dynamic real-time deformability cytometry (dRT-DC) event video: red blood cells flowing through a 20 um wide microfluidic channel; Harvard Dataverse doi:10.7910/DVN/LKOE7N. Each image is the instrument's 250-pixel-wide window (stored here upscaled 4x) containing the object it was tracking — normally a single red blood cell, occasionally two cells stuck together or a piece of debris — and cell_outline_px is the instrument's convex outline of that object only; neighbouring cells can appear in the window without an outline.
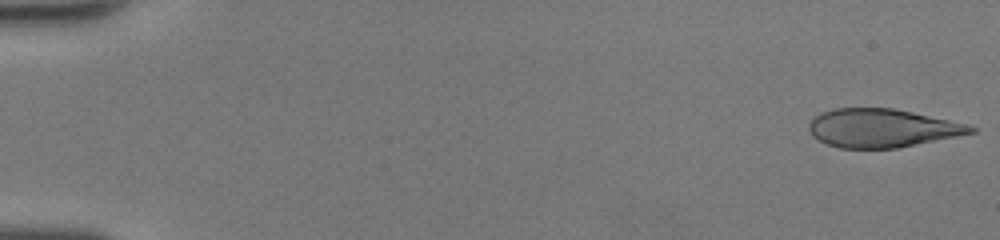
{"species": "human", "species_latin": "Homo sapiens", "temperature_condition": "room temperature", "stored_images_in_passage": 48, "camera_frame_rate_fps": 3000, "um_per_image_px": 0.085, "donor": {"sex": "female"}, "frame": {"image": 1, "passage_image": 1, "time_ms": 0.0, "image_size_px": [1000, 240], "cell_outline_px": [[976, 132], [896, 148], [840, 148], [828, 144], [812, 136], [808, 128], [808, 124], [820, 112], [832, 108], [892, 108], [912, 112], [948, 120], [964, 124], [976, 128]], "centroid_in_image_um": [74.91, 10.88], "position_along_channel_um": 10.1, "area_um2": 35.78}}
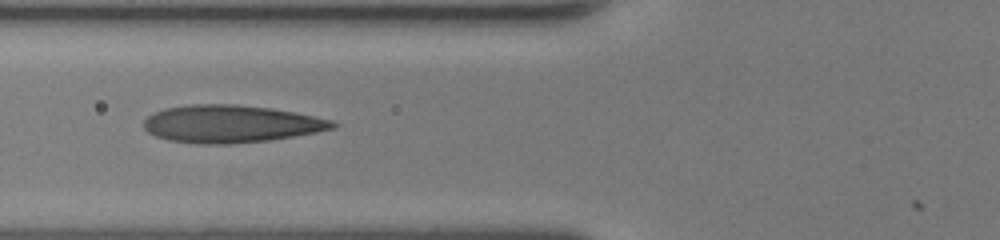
{"frame": {"image": 2, "passage_image": 20, "time_ms": 6.333, "image_size_px": [1000, 240], "cell_outline_px": [[340, 124], [336, 128], [316, 132], [268, 140], [228, 144], [196, 144], [168, 140], [156, 136], [148, 132], [144, 128], [144, 120], [148, 116], [164, 108], [188, 104], [236, 104], [272, 108], [332, 120]], "centroid_in_image_um": [19.61, 10.53], "position_along_channel_um": 106.2, "area_um2": 41.27}}
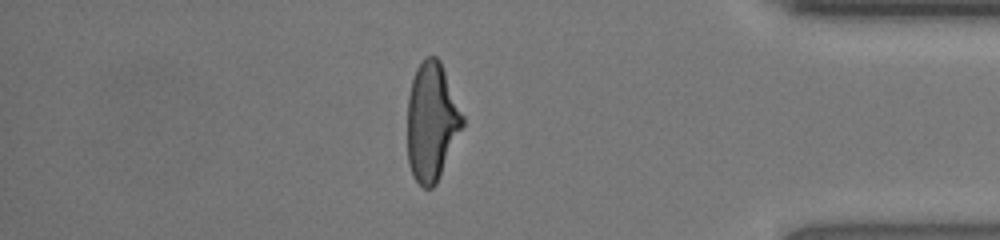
{"frame": {"image": 3, "passage_image": 42, "time_ms": 13.667, "image_size_px": [1000, 240], "cell_outline_px": [[464, 124], [440, 176], [436, 184], [432, 188], [424, 188], [412, 176], [408, 164], [408, 96], [412, 80], [416, 68], [424, 56], [436, 56], [440, 60], [464, 116]], "centroid_in_image_um": [36.69, 10.34], "position_along_channel_um": 398.5, "area_um2": 38.09}, "authors_computed_cell_mechanics": {"area_um2": 38.8705, "velocity_mm_per_s": 4.3587, "shape_relaxation_time_tau1_ms": 7.9723, "shape_relaxation_time_tau2_ms": 0.8657, "deformation_change_tau1": 0.306, "deformation_change_tau2": 0.0944}}